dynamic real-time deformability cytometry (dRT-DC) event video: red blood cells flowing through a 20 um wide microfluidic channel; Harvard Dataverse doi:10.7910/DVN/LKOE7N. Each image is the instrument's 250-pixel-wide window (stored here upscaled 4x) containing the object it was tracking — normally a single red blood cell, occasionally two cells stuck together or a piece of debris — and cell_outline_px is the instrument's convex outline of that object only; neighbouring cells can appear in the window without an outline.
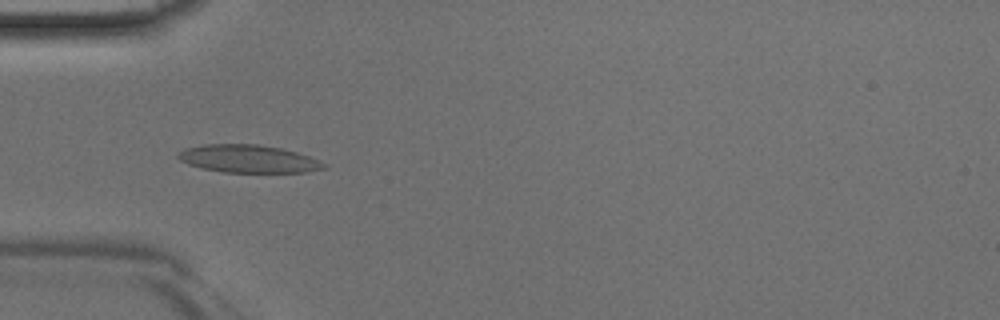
{"species": "Egyptian fruit bat (a non-hibernating species)", "species_latin": "Rousettus aegyptiacus", "temperature_condition": "room temperature", "stored_images_in_passage": 33, "camera_frame_rate_fps": 3000, "um_per_image_px": 0.085, "animal": {"sex": "male"}, "frame": {"image": 1, "passage_image": 13, "time_ms": 4.0, "image_size_px": [1000, 320], "cell_outline_px": [[328, 164], [324, 168], [304, 172], [224, 172], [200, 168], [188, 164], [180, 160], [176, 156], [176, 152], [184, 148], [200, 144], [256, 144], [280, 148], [296, 152], [308, 156]], "centroid_in_image_um": [21.03, 13.49], "position_along_channel_um": 64.0, "area_um2": 23.64}}
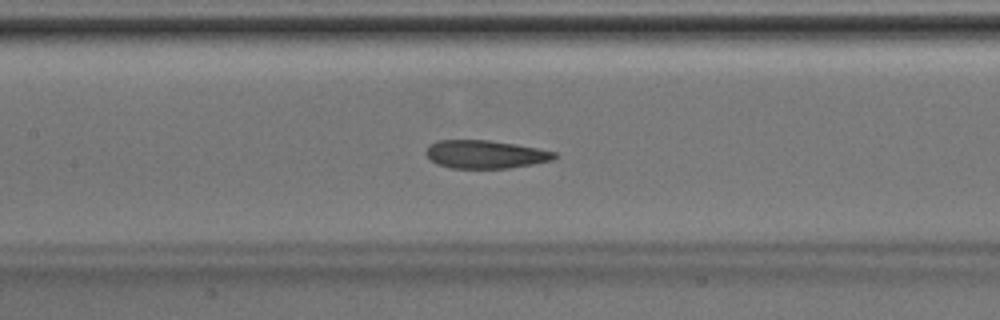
{"frame": {"image": 2, "passage_image": 20, "time_ms": 6.333, "image_size_px": [1000, 320], "cell_outline_px": [[560, 156], [552, 160], [532, 164], [508, 168], [452, 168], [436, 164], [424, 152], [428, 144], [436, 140], [488, 140], [516, 144], [556, 152]], "centroid_in_image_um": [41.23, 13.11], "position_along_channel_um": 166.2, "area_um2": 21.15}}
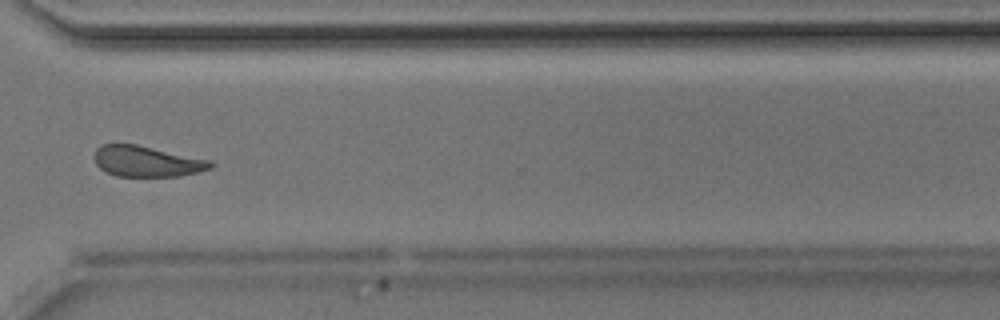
{"frame": {"image": 3, "passage_image": 33, "time_ms": 10.667, "image_size_px": [1000, 320], "cell_outline_px": [[212, 168], [180, 176], [116, 176], [100, 168], [96, 164], [96, 148], [100, 144], [136, 144], [212, 160]], "centroid_in_image_um": [12.49, 13.71], "position_along_channel_um": 358.1, "area_um2": 20.69}}